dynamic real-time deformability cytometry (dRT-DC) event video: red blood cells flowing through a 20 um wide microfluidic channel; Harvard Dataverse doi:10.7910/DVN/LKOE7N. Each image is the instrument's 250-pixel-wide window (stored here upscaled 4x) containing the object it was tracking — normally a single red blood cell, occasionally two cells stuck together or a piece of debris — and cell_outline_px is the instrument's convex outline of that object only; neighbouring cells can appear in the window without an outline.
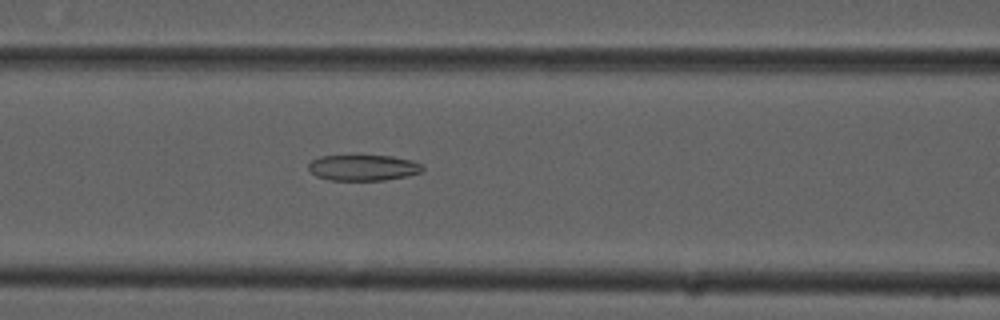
{"species": "common noctule bat (a hibernating species)", "species_latin": "Nyctalus noctula", "temperature_condition": "cold", "stored_images_in_passage": 54, "camera_frame_rate_fps": 3000, "um_per_image_px": 0.085, "animal": {"sex": "male", "forearm_length_mm": 52.5}, "frame": {"image": 1, "passage_image": 23, "time_ms": 7.333, "image_size_px": [1000, 320], "cell_outline_px": [[424, 168], [420, 172], [408, 176], [384, 180], [328, 180], [316, 176], [308, 168], [308, 164], [312, 160], [320, 156], [392, 156], [412, 160], [420, 164]], "centroid_in_image_um": [30.86, 14.26], "position_along_channel_um": 135.7, "area_um2": 17.11}}
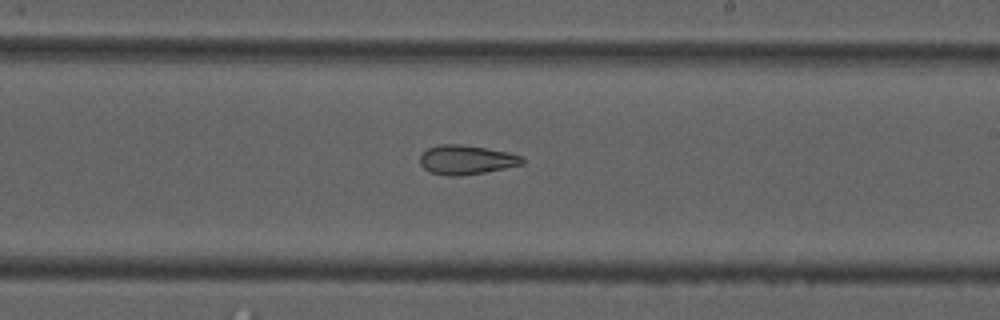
{"frame": {"image": 2, "passage_image": 32, "time_ms": 10.333, "image_size_px": [1000, 320], "cell_outline_px": [[524, 164], [484, 172], [460, 176], [448, 176], [428, 172], [420, 164], [420, 156], [428, 148], [440, 144], [456, 144], [484, 148], [508, 152], [520, 156], [524, 160]], "centroid_in_image_um": [39.6, 13.59], "position_along_channel_um": 249.4, "area_um2": 17.28}}
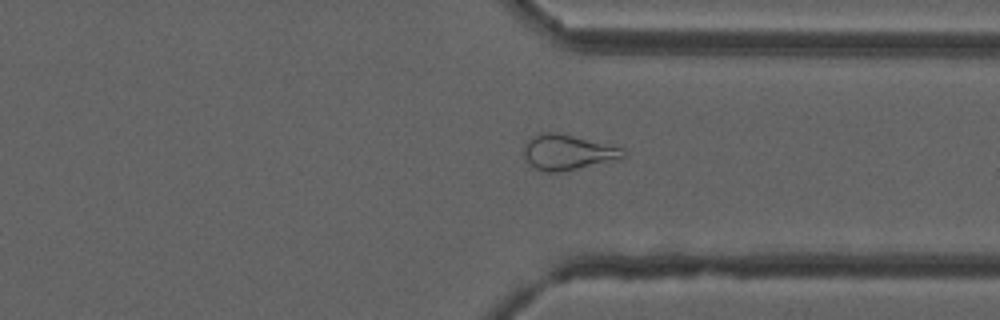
{"frame": {"image": 3, "passage_image": 41, "time_ms": 13.333, "image_size_px": [1000, 320], "cell_outline_px": [[628, 156], [620, 160], [564, 172], [544, 172], [536, 168], [524, 156], [524, 148], [528, 140], [536, 136], [548, 132], [556, 132], [624, 148], [628, 152]], "centroid_in_image_um": [48.37, 12.97], "position_along_channel_um": 363.0, "area_um2": 20.52}, "authors_computed_cell_mechanics": {"area_um2": 22.0796, "velocity_mm_per_s": 3.7948, "shape_relaxation_time_tau1_ms": null, "shape_relaxation_time_tau2_ms": 2.1669, "deformation_change_tau1": null, "deformation_change_tau2": 0.0883}}